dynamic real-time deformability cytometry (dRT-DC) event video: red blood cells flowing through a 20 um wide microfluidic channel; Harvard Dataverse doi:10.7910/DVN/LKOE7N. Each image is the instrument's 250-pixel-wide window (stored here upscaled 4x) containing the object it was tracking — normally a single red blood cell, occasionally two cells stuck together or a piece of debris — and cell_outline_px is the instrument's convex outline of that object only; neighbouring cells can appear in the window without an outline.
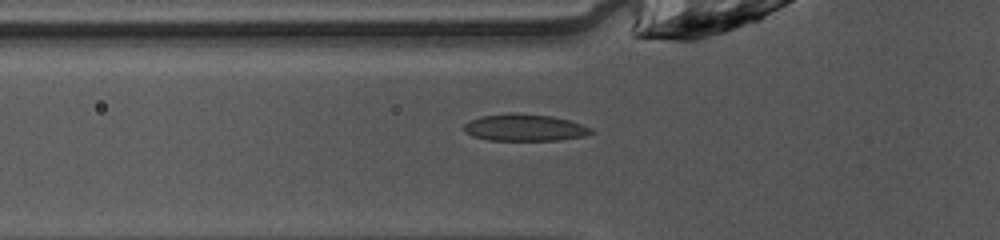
{"species": "common noctule bat (a hibernating species)", "species_latin": "Nyctalus noctula", "temperature_condition": "warm", "stored_images_in_passage": 47, "camera_frame_rate_fps": 3000, "um_per_image_px": 0.085, "animal": {"sex": "female", "body_mass_g": 10.0, "forearm_length_mm": 53.1}, "frame": {"image": 1, "passage_image": 17, "time_ms": 5.333, "image_size_px": [1000, 240], "cell_outline_px": [[596, 132], [584, 136], [560, 140], [488, 140], [472, 136], [464, 128], [464, 124], [468, 120], [480, 116], [552, 116], [568, 120], [592, 128]], "centroid_in_image_um": [44.64, 10.9], "position_along_channel_um": 81.2, "area_um2": 18.96}}
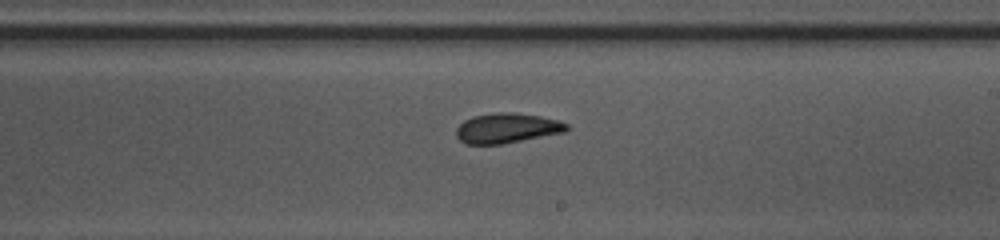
{"frame": {"image": 2, "passage_image": 29, "time_ms": 9.333, "image_size_px": [1000, 240], "cell_outline_px": [[568, 128], [564, 132], [500, 144], [464, 144], [456, 136], [456, 128], [464, 120], [472, 116], [492, 112], [512, 112], [540, 116], [556, 120], [568, 124]], "centroid_in_image_um": [43.03, 10.88], "position_along_channel_um": 246.0, "area_um2": 19.19}}
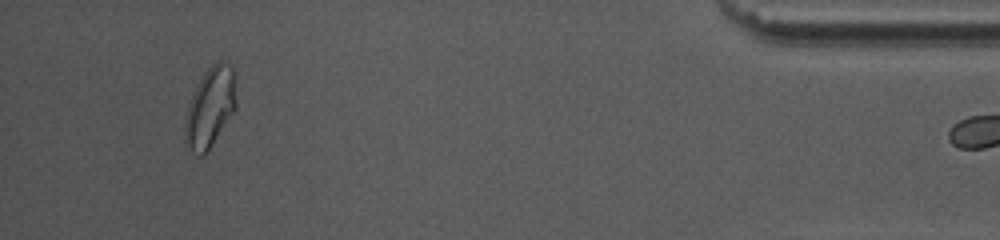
{"frame": {"image": 3, "passage_image": 46, "time_ms": 15.0, "image_size_px": [1000, 240], "cell_outline_px": [[236, 108], [208, 148], [200, 156], [192, 152], [188, 144], [184, 128], [184, 120], [192, 96], [204, 72], [216, 60], [220, 60], [232, 64], [236, 72]], "centroid_in_image_um": [17.91, 9.01], "position_along_channel_um": 417.3, "area_um2": 23.47}}